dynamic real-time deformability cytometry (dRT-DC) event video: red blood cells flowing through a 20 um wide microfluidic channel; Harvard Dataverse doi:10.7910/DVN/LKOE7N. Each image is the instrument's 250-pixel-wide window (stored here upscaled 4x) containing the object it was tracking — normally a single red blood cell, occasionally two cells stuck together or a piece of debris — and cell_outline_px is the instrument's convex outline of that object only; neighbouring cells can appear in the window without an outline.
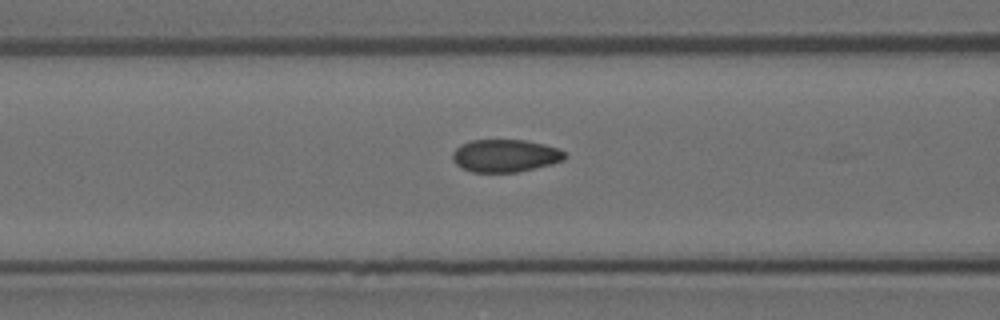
{"species": "Egyptian fruit bat (a non-hibernating species)", "species_latin": "Rousettus aegyptiacus", "temperature_condition": "room temperature", "stored_images_in_passage": 13, "camera_frame_rate_fps": 3000, "um_per_image_px": 0.085, "animal": {"sex": "female"}, "frame": {"image": 1, "passage_image": 11, "time_ms": 3.333, "image_size_px": [1000, 320], "cell_outline_px": [[568, 156], [564, 160], [552, 164], [516, 172], [472, 172], [460, 168], [452, 160], [452, 152], [460, 144], [472, 140], [524, 140], [544, 144], [556, 148], [564, 152]], "centroid_in_image_um": [42.91, 13.24], "position_along_channel_um": 123.7, "area_um2": 21.44}}